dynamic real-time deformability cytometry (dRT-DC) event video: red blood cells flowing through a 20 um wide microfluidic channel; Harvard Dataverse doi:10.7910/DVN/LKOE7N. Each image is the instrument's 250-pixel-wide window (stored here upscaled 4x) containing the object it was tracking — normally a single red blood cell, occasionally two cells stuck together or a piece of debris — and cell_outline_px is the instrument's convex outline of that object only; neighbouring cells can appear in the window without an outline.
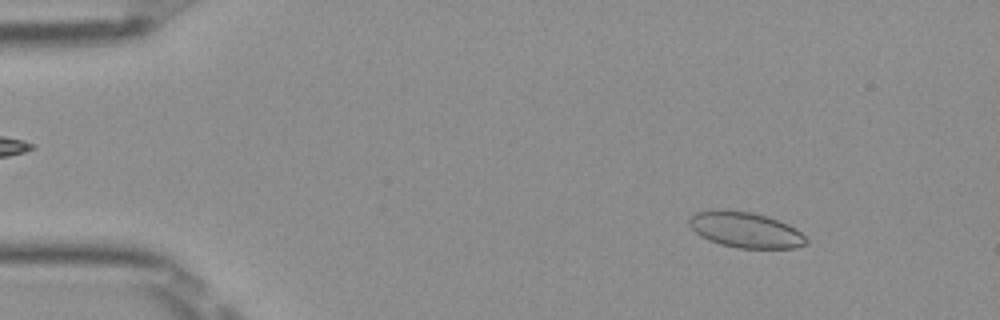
{"species": "Egyptian fruit bat (a non-hibernating species)", "species_latin": "Rousettus aegyptiacus", "temperature_condition": "room temperature", "stored_images_in_passage": 51, "camera_frame_rate_fps": 3000, "um_per_image_px": 0.085, "frame": {"image": 1, "passage_image": 6, "time_ms": 1.667, "image_size_px": [1000, 320], "cell_outline_px": [[808, 244], [792, 248], [736, 248], [720, 244], [708, 240], [700, 236], [688, 224], [688, 220], [696, 212], [716, 208], [752, 212], [768, 216], [788, 224], [796, 228], [808, 240]], "centroid_in_image_um": [63.35, 19.53], "position_along_channel_um": 21.7, "area_um2": 24.57}}
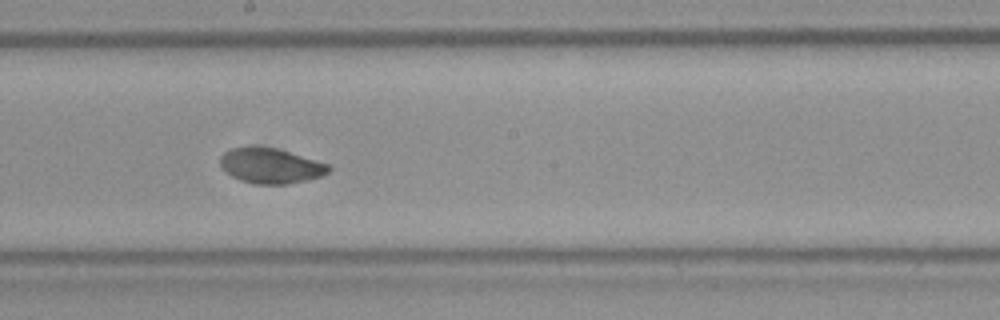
{"frame": {"image": 2, "passage_image": 28, "time_ms": 9.0, "image_size_px": [1000, 320], "cell_outline_px": [[332, 168], [328, 172], [320, 176], [308, 180], [288, 184], [256, 184], [240, 180], [224, 172], [220, 168], [220, 156], [224, 152], [232, 148], [276, 148], [328, 164]], "centroid_in_image_um": [22.98, 14.12], "position_along_channel_um": 225.2, "area_um2": 21.96}}
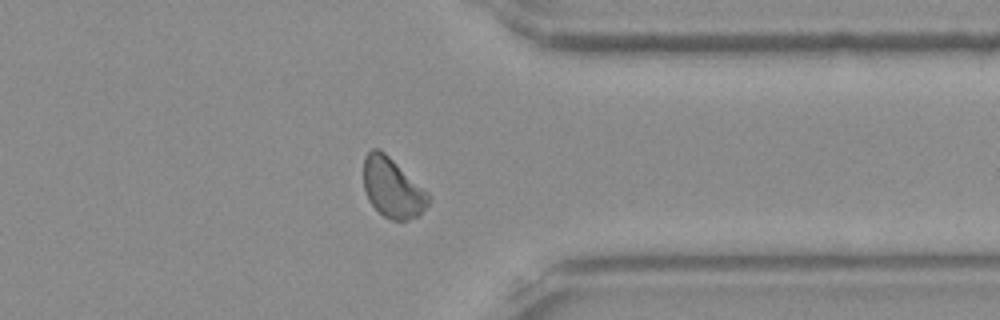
{"frame": {"image": 3, "passage_image": 40, "time_ms": 13.0, "image_size_px": [1000, 320], "cell_outline_px": [[432, 196], [428, 204], [420, 216], [408, 220], [392, 220], [384, 216], [368, 200], [364, 188], [364, 156], [372, 148], [376, 148], [384, 152], [428, 192]], "centroid_in_image_um": [33.38, 15.98], "position_along_channel_um": 378.0, "area_um2": 22.48}, "authors_computed_cell_mechanics": {"area_um2": 22.7154, "velocity_mm_per_s": 3.9558, "shape_relaxation_time_tau1_ms": null, "shape_relaxation_time_tau2_ms": 2.3332, "deformation_change_tau1": null, "deformation_change_tau2": 0.0502}}